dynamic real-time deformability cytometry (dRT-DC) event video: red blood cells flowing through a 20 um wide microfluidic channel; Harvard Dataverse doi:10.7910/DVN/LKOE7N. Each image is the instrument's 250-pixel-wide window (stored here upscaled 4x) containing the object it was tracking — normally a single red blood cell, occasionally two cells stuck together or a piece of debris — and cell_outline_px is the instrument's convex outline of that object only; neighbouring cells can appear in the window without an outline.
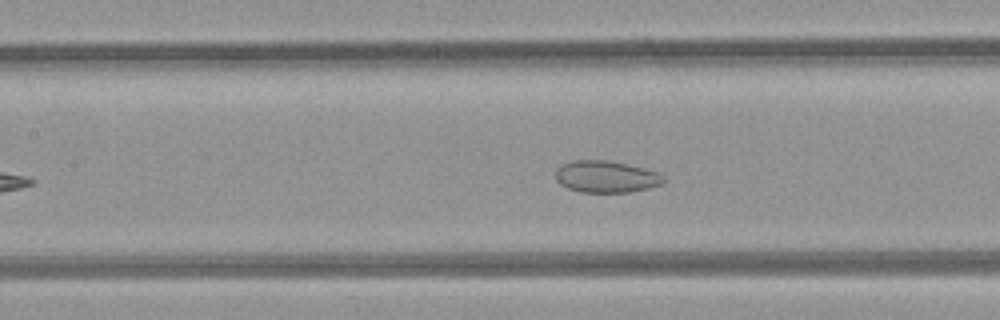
{"species": "common noctule bat (a hibernating species)", "species_latin": "Nyctalus noctula", "temperature_condition": "room temperature", "stored_images_in_passage": 37, "camera_frame_rate_fps": 3000, "um_per_image_px": 0.085, "animal": {"sex": "female", "body_mass_g": 21.9}, "frame": {"image": 1, "passage_image": 14, "time_ms": 4.333, "image_size_px": [1000, 320], "cell_outline_px": [[668, 180], [660, 184], [648, 188], [632, 192], [580, 192], [568, 188], [560, 184], [556, 180], [556, 168], [572, 160], [604, 160], [644, 168], [660, 172]], "centroid_in_image_um": [51.54, 15.02], "position_along_channel_um": 155.9, "area_um2": 20.06}}
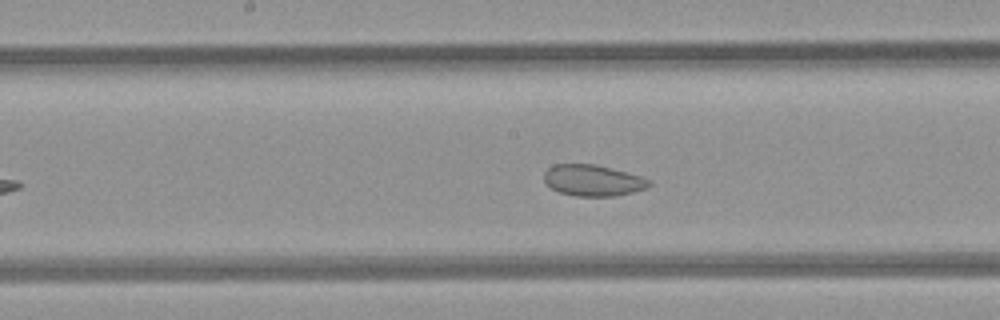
{"frame": {"image": 2, "passage_image": 17, "time_ms": 5.333, "image_size_px": [1000, 320], "cell_outline_px": [[652, 184], [648, 188], [616, 196], [576, 196], [560, 192], [552, 188], [544, 180], [544, 172], [548, 168], [556, 164], [596, 164], [612, 168], [640, 176], [652, 180]], "centroid_in_image_um": [50.43, 15.33], "position_along_channel_um": 197.8, "area_um2": 19.13}}
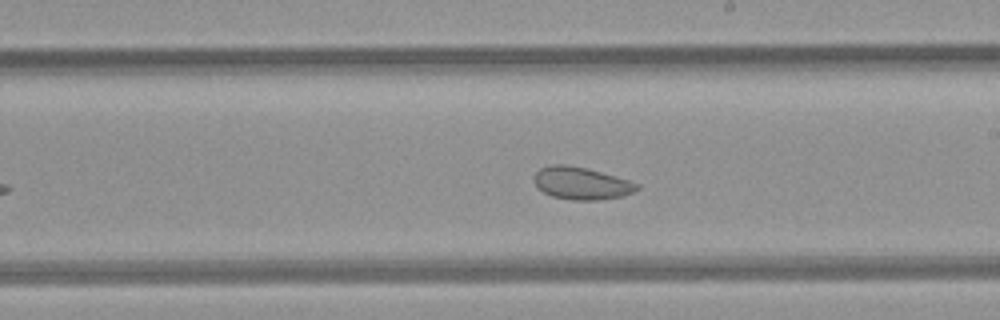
{"frame": {"image": 3, "passage_image": 20, "time_ms": 6.333, "image_size_px": [1000, 320], "cell_outline_px": [[640, 188], [624, 196], [596, 200], [572, 200], [552, 196], [536, 188], [532, 180], [536, 172], [540, 168], [552, 164], [564, 164], [584, 168], [616, 176], [640, 184]], "centroid_in_image_um": [49.39, 15.58], "position_along_channel_um": 239.6, "area_um2": 19.48}, "authors_computed_cell_mechanics": {"area_um2": 22.5998, "velocity_mm_per_s": 4.2003, "shape_relaxation_time_tau1_ms": null, "shape_relaxation_time_tau2_ms": 2.0704, "deformation_change_tau1": null, "deformation_change_tau2": 0.0644}}